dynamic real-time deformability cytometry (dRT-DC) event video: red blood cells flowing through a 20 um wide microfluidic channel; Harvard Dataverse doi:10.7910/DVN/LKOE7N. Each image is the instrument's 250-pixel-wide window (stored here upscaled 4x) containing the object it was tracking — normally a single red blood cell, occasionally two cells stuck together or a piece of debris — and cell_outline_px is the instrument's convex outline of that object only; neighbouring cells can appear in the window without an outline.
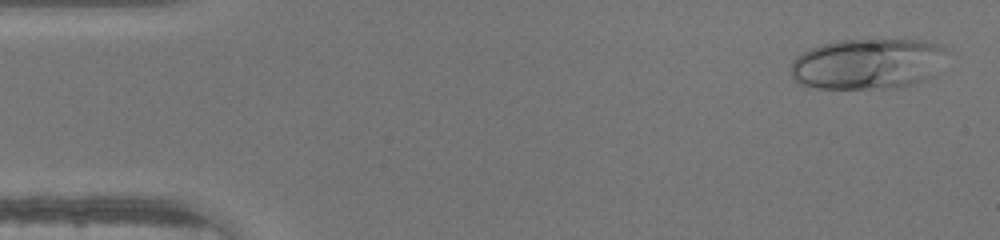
{"species": "human", "species_latin": "Homo sapiens", "temperature_condition": "warm", "stored_images_in_passage": 29, "camera_frame_rate_fps": 3000, "um_per_image_px": 0.085, "donor": {"sex": "male"}, "frame": {"image": 1, "passage_image": 2, "time_ms": 0.333, "image_size_px": [1000, 240], "cell_outline_px": [[944, 48], [936, 76], [912, 84], [892, 88], [816, 88], [800, 84], [792, 76], [792, 60], [796, 56], [820, 44], [840, 40], [924, 40], [940, 44]], "centroid_in_image_um": [73.74, 5.43], "position_along_channel_um": 11.3, "area_um2": 45.89}}
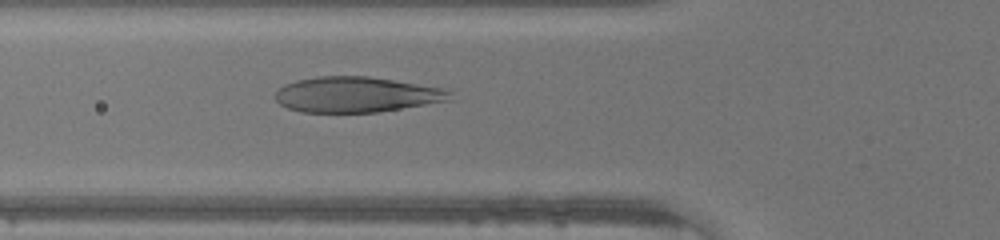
{"frame": {"image": 2, "passage_image": 16, "time_ms": 5.0, "image_size_px": [1000, 240], "cell_outline_px": [[452, 100], [376, 112], [300, 112], [288, 108], [280, 104], [276, 100], [276, 92], [284, 84], [296, 80], [316, 76], [368, 76], [448, 88], [452, 92]], "centroid_in_image_um": [30.33, 8.03], "position_along_channel_um": 95.5, "area_um2": 36.3}}
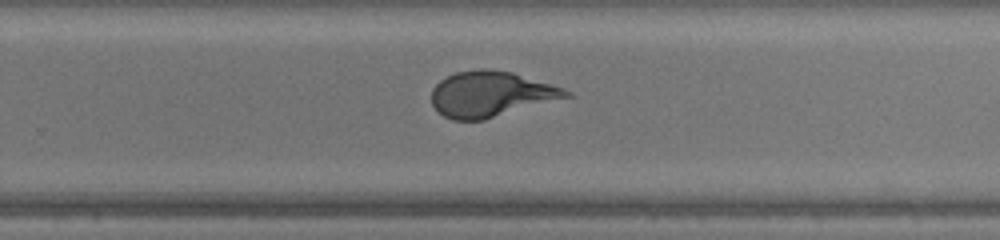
{"frame": {"image": 3, "passage_image": 29, "time_ms": 9.333, "image_size_px": [1000, 240], "cell_outline_px": [[572, 96], [484, 120], [452, 120], [436, 112], [432, 104], [432, 88], [440, 80], [456, 72], [480, 68], [488, 68], [512, 72], [564, 88], [572, 92]], "centroid_in_image_um": [41.71, 8.0], "position_along_channel_um": 288.1, "area_um2": 35.84}}